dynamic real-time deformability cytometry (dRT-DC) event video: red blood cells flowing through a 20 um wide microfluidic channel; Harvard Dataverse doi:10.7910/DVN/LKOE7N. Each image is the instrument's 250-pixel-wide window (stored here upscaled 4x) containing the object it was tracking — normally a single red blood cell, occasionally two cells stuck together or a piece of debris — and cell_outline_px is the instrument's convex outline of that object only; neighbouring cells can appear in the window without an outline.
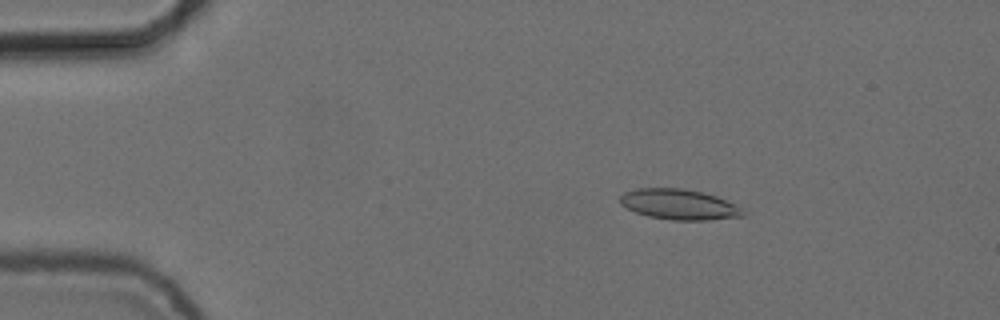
{"species": "common noctule bat (a hibernating species)", "species_latin": "Nyctalus noctula", "temperature_condition": "cold", "stored_images_in_passage": 55, "camera_frame_rate_fps": 3000, "um_per_image_px": 0.085, "animal": {"sex": "female", "body_mass_g": 24.6, "forearm_length_mm": 56.2}, "frame": {"image": 1, "passage_image": 9, "time_ms": 2.667, "image_size_px": [1000, 320], "cell_outline_px": [[744, 216], [708, 220], [672, 220], [648, 216], [636, 212], [620, 204], [620, 196], [624, 192], [636, 188], [680, 188], [700, 192], [716, 196], [740, 208], [744, 212]], "centroid_in_image_um": [57.67, 17.38], "position_along_channel_um": 27.3, "area_um2": 21.5}}
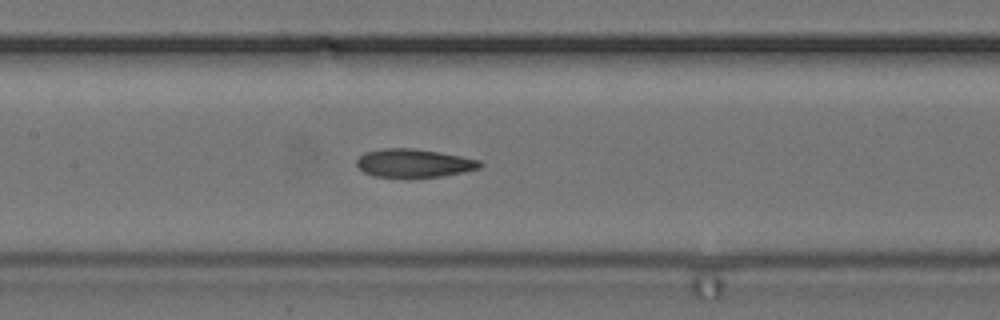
{"frame": {"image": 2, "passage_image": 26, "time_ms": 8.333, "image_size_px": [1000, 320], "cell_outline_px": [[484, 164], [480, 168], [464, 172], [440, 176], [376, 176], [364, 172], [356, 164], [356, 160], [364, 152], [384, 148], [412, 148], [460, 156], [480, 160]], "centroid_in_image_um": [35.19, 13.85], "position_along_channel_um": 172.2, "area_um2": 19.94}}
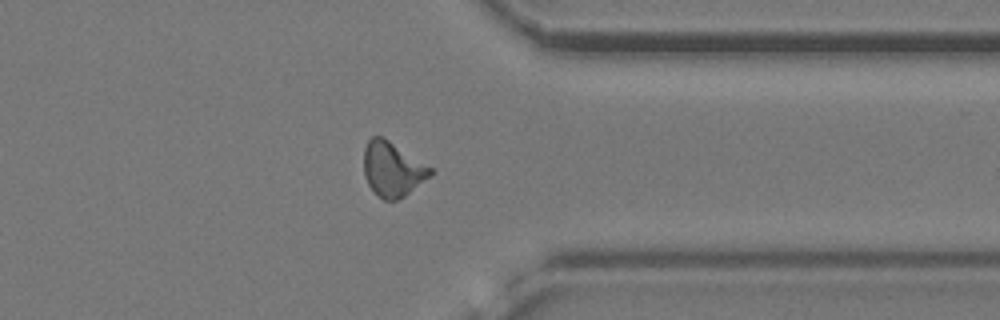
{"frame": {"image": 3, "passage_image": 43, "time_ms": 14.0, "image_size_px": [1000, 320], "cell_outline_px": [[432, 172], [428, 176], [404, 196], [396, 200], [384, 200], [368, 184], [364, 176], [364, 148], [368, 140], [372, 136], [384, 136], [432, 168]], "centroid_in_image_um": [33.32, 14.34], "position_along_channel_um": 378.1, "area_um2": 20.81}, "authors_computed_cell_mechanics": {"area_um2": 20.8658, "velocity_mm_per_s": 3.728, "shape_relaxation_time_tau1_ms": null, "shape_relaxation_time_tau2_ms": 2.4732, "deformation_change_tau1": null, "deformation_change_tau2": 0.1058}}